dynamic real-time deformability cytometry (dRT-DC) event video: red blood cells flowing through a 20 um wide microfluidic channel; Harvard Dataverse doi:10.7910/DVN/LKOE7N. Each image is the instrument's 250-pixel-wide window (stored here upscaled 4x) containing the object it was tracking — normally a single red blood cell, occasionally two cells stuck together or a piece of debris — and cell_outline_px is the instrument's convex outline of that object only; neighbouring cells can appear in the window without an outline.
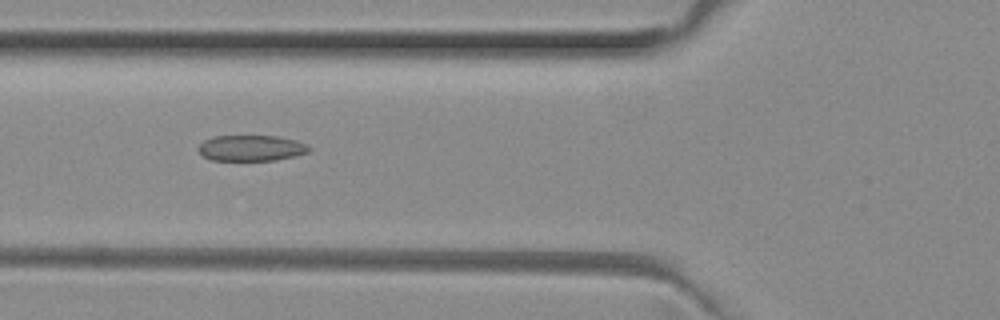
{"species": "common noctule bat (a hibernating species)", "species_latin": "Nyctalus noctula", "temperature_condition": "room temperature", "stored_images_in_passage": 47, "camera_frame_rate_fps": 3000, "um_per_image_px": 0.085, "animal": {"sex": "female", "body_mass_g": 29.2, "forearm_length_mm": 56.3}, "frame": {"image": 1, "passage_image": 15, "time_ms": 4.667, "image_size_px": [1000, 320], "cell_outline_px": [[312, 148], [308, 152], [276, 160], [212, 160], [204, 156], [196, 148], [204, 140], [212, 136], [276, 136], [296, 140], [308, 144]], "centroid_in_image_um": [21.35, 12.58], "position_along_channel_um": 104.4, "area_um2": 16.65}}
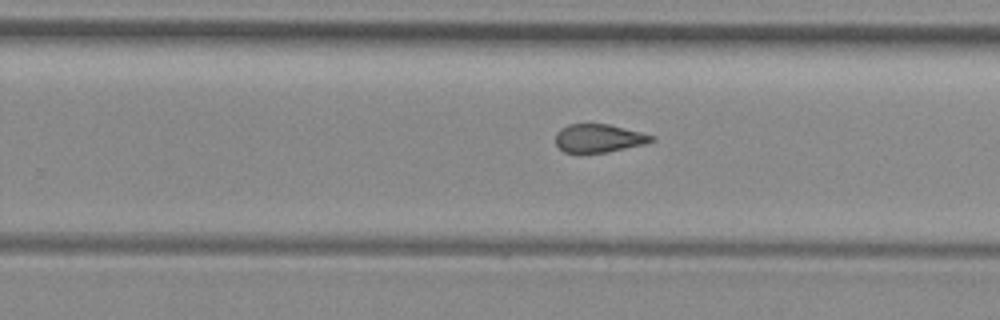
{"frame": {"image": 2, "passage_image": 28, "time_ms": 9.0, "image_size_px": [1000, 320], "cell_outline_px": [[656, 140], [644, 144], [608, 152], [564, 152], [556, 144], [556, 132], [560, 128], [568, 124], [608, 124], [656, 136]], "centroid_in_image_um": [50.9, 11.74], "position_along_channel_um": 278.9, "area_um2": 15.72}}
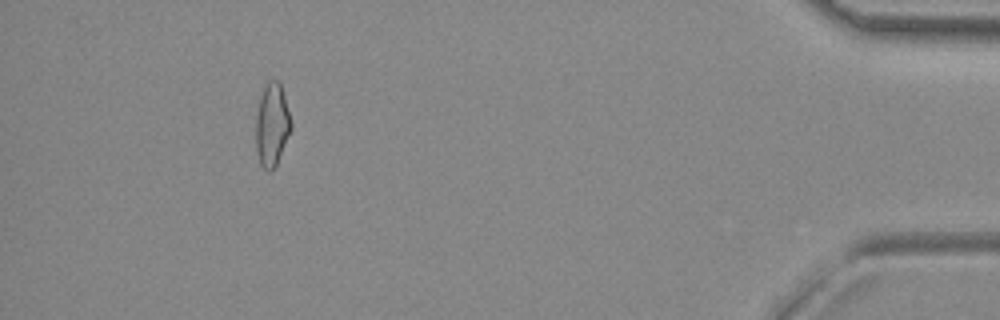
{"frame": {"image": 3, "passage_image": 43, "time_ms": 14.0, "image_size_px": [1000, 320], "cell_outline_px": [[292, 128], [276, 164], [268, 172], [260, 164], [256, 148], [256, 116], [260, 96], [268, 80], [280, 80], [292, 124]], "centroid_in_image_um": [23.12, 10.57], "position_along_channel_um": 412.1, "area_um2": 16.88}, "authors_computed_cell_mechanics": {"area_um2": 16.8776, "velocity_mm_per_s": 4.0286, "shape_relaxation_time_tau1_ms": null, "shape_relaxation_time_tau2_ms": 2.5775, "deformation_change_tau1": null, "deformation_change_tau2": 0.0976}}